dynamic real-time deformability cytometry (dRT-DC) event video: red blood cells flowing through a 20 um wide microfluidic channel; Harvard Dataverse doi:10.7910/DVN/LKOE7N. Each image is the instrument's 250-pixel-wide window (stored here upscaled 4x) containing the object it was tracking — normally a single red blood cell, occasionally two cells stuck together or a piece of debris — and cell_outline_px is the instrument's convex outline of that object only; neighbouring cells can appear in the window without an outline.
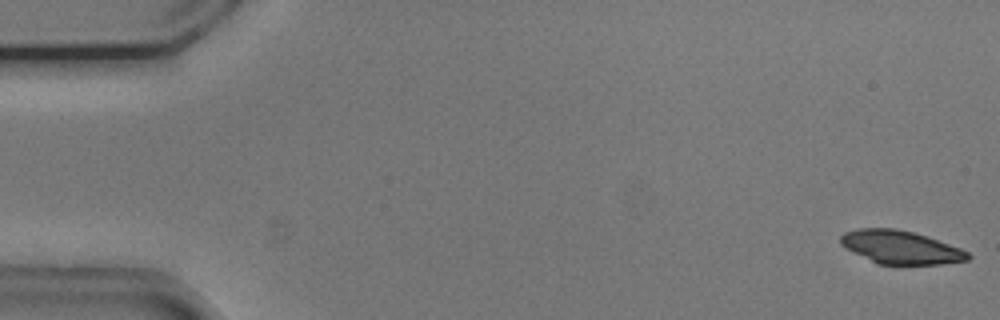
{"species": "common noctule bat (a hibernating species)", "species_latin": "Nyctalus noctula", "temperature_condition": "cold", "stored_images_in_passage": 54, "camera_frame_rate_fps": 3000, "um_per_image_px": 0.085, "animal": {"sex": "male", "body_mass_g": 20.5, "forearm_length_mm": 52.5}, "frame": {"image": 1, "passage_image": 1, "time_ms": 0.0, "image_size_px": [1000, 320], "cell_outline_px": [[972, 256], [968, 260], [940, 264], [876, 264], [844, 248], [840, 244], [840, 236], [844, 232], [856, 228], [896, 228], [912, 232], [960, 248], [968, 252]], "centroid_in_image_um": [76.48, 21.02], "position_along_channel_um": 8.5, "area_um2": 24.62}}
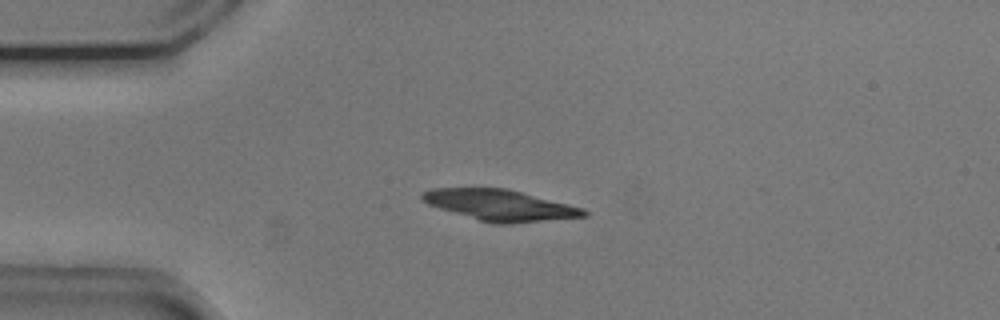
{"frame": {"image": 2, "passage_image": 13, "time_ms": 4.0, "image_size_px": [1000, 320], "cell_outline_px": [[588, 216], [512, 224], [492, 224], [440, 208], [428, 204], [420, 200], [420, 192], [432, 188], [508, 188], [584, 208], [588, 212]], "centroid_in_image_um": [42.51, 17.44], "position_along_channel_um": 42.5, "area_um2": 29.36}}
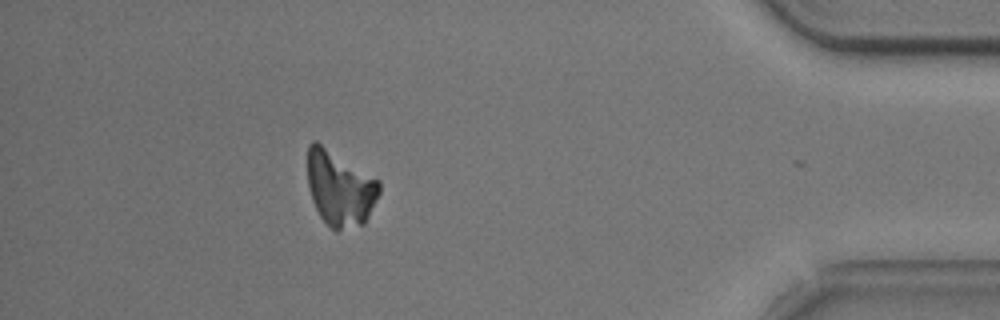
{"frame": {"image": 3, "passage_image": 48, "time_ms": 15.667, "image_size_px": [1000, 320], "cell_outline_px": [[380, 192], [364, 224], [336, 232], [320, 216], [312, 200], [308, 184], [308, 144], [312, 140], [316, 140], [380, 180]], "centroid_in_image_um": [28.89, 15.99], "position_along_channel_um": 406.3, "area_um2": 31.5}}